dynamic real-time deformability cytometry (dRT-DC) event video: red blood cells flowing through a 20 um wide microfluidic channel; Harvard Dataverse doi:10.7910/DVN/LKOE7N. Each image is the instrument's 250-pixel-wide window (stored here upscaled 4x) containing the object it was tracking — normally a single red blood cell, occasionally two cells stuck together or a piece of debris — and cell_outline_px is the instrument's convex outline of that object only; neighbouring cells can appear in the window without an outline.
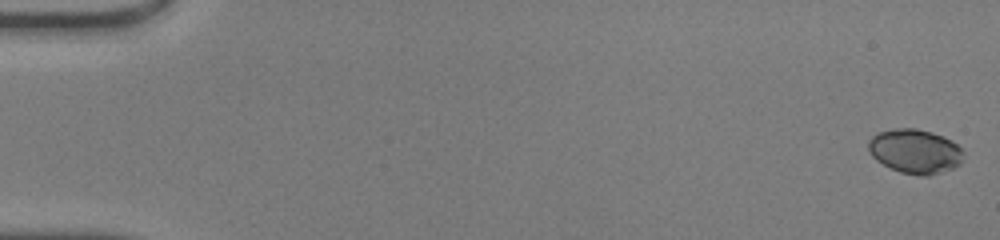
{"species": "human", "species_latin": "Homo sapiens", "temperature_condition": "warm", "stored_images_in_passage": 49, "camera_frame_rate_fps": 3000, "um_per_image_px": 0.085, "donor": {"sex": "male"}, "frame": {"image": 1, "passage_image": 1, "time_ms": 0.0, "image_size_px": [1000, 240], "cell_outline_px": [[964, 160], [960, 164], [952, 168], [928, 176], [920, 176], [900, 172], [876, 160], [872, 156], [868, 148], [868, 140], [872, 136], [880, 132], [896, 128], [916, 128], [932, 132], [944, 136], [956, 144], [964, 152]], "centroid_in_image_um": [77.79, 12.86], "position_along_channel_um": 7.2, "area_um2": 24.57}}
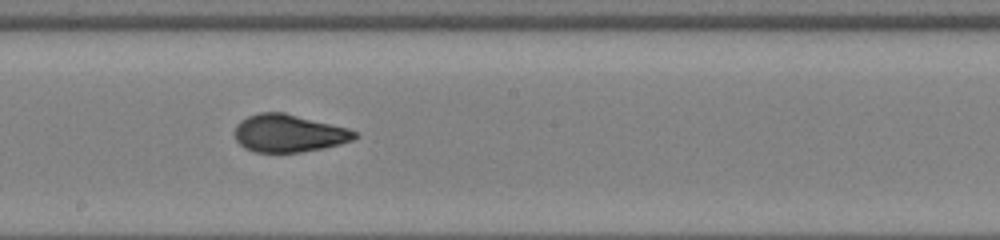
{"frame": {"image": 2, "passage_image": 28, "time_ms": 9.0, "image_size_px": [1000, 240], "cell_outline_px": [[360, 136], [352, 140], [340, 144], [324, 148], [300, 152], [256, 152], [244, 148], [236, 140], [236, 124], [240, 120], [248, 116], [260, 112], [284, 112], [348, 128], [356, 132]], "centroid_in_image_um": [24.55, 11.33], "position_along_channel_um": 223.6, "area_um2": 26.3}}
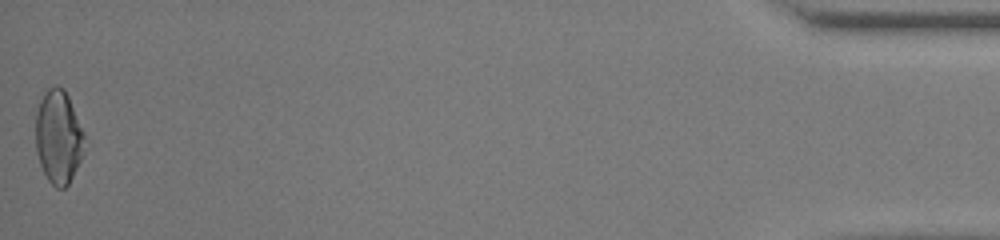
{"frame": {"image": 3, "passage_image": 49, "time_ms": 16.0, "image_size_px": [1000, 240], "cell_outline_px": [[84, 136], [80, 160], [68, 184], [64, 188], [56, 188], [48, 180], [40, 164], [36, 152], [36, 112], [40, 100], [44, 92], [48, 88], [56, 84], [64, 88], [68, 96], [84, 132]], "centroid_in_image_um": [4.94, 11.6], "position_along_channel_um": 430.3, "area_um2": 26.36}, "authors_computed_cell_mechanics": {"area_um2": 25.6632, "velocity_mm_per_s": 4.3032, "shape_relaxation_time_tau1_ms": 5.3851, "shape_relaxation_time_tau2_ms": 0.8397, "deformation_change_tau1": 0.2462, "deformation_change_tau2": 0.0537}}